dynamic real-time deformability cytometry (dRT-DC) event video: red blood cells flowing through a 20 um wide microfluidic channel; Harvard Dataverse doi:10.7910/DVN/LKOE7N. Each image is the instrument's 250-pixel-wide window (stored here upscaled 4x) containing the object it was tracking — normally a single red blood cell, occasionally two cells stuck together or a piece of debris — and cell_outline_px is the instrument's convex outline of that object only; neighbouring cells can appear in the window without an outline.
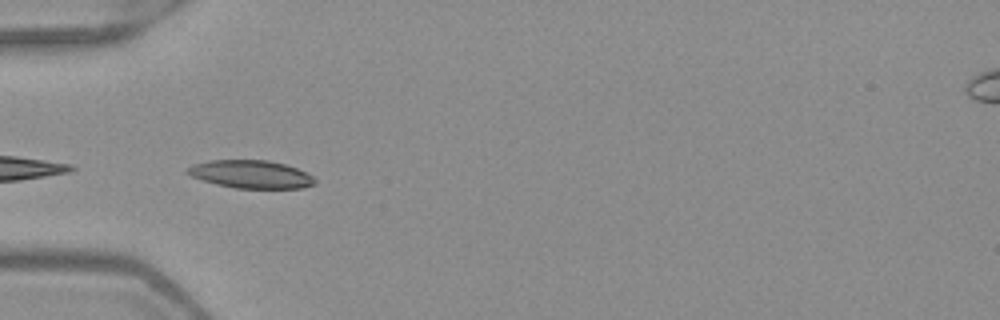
{"species": "Egyptian fruit bat (a non-hibernating species)", "species_latin": "Rousettus aegyptiacus", "temperature_condition": "warm", "stored_images_in_passage": 4, "camera_frame_rate_fps": 3000, "um_per_image_px": 0.085, "frame": {"image": 1, "passage_image": 1, "time_ms": 0.0, "image_size_px": [1000, 320], "cell_outline_px": [[316, 184], [304, 188], [236, 188], [216, 184], [192, 176], [184, 172], [192, 164], [208, 160], [268, 160], [284, 164], [296, 168], [312, 176], [316, 180]], "centroid_in_image_um": [21.32, 14.81], "position_along_channel_um": 63.7, "area_um2": 20.69}}